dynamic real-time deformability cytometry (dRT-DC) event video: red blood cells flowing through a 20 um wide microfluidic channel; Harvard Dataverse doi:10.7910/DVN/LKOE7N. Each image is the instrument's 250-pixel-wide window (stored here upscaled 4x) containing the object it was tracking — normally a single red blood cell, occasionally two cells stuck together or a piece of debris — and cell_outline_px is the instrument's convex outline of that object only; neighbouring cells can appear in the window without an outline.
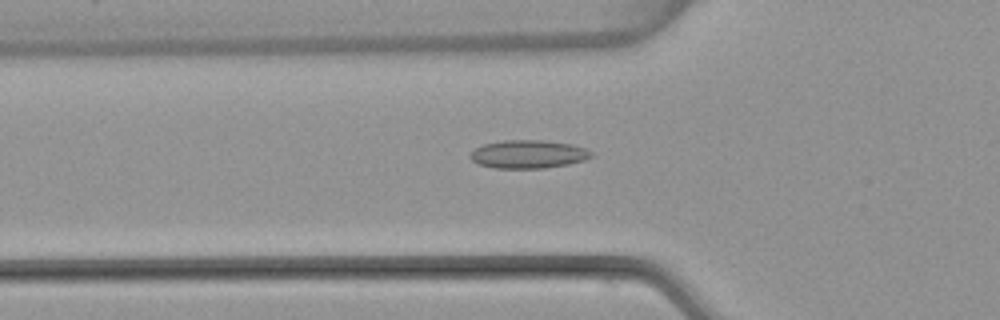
{"species": "common noctule bat (a hibernating species)", "species_latin": "Nyctalus noctula", "temperature_condition": "warm", "stored_images_in_passage": 53, "camera_frame_rate_fps": 3000, "um_per_image_px": 0.085, "animal": {"sex": "female", "body_mass_g": 22.7, "forearm_length_mm": 54.2}, "frame": {"image": 1, "passage_image": 18, "time_ms": 5.667, "image_size_px": [1000, 320], "cell_outline_px": [[592, 156], [584, 160], [568, 164], [544, 168], [496, 168], [476, 164], [468, 156], [476, 148], [484, 144], [504, 140], [540, 140], [572, 144], [584, 148], [592, 152]], "centroid_in_image_um": [44.88, 13.11], "position_along_channel_um": 80.9, "area_um2": 19.83}}
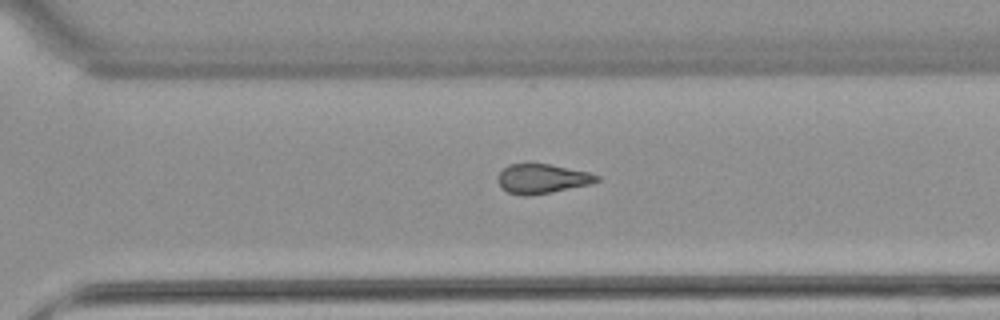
{"frame": {"image": 2, "passage_image": 37, "time_ms": 12.0, "image_size_px": [1000, 320], "cell_outline_px": [[600, 180], [592, 184], [552, 192], [528, 196], [520, 196], [508, 192], [500, 188], [496, 180], [496, 176], [508, 164], [548, 164], [588, 172], [600, 176]], "centroid_in_image_um": [46.05, 15.21], "position_along_channel_um": 324.6, "area_um2": 17.17}}
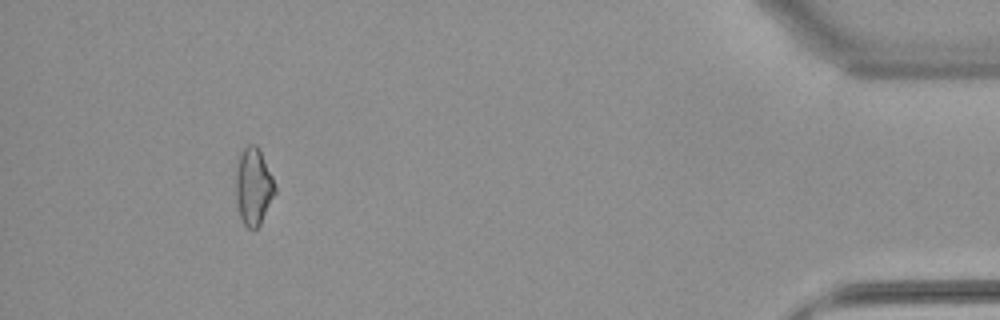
{"frame": {"image": 3, "passage_image": 49, "time_ms": 16.0, "image_size_px": [1000, 320], "cell_outline_px": [[276, 192], [260, 224], [256, 228], [248, 228], [244, 224], [240, 216], [236, 200], [236, 164], [240, 152], [248, 144], [256, 144], [272, 176], [276, 188]], "centroid_in_image_um": [21.53, 15.84], "position_along_channel_um": 413.7, "area_um2": 17.46}, "authors_computed_cell_mechanics": {"area_um2": 17.8024, "velocity_mm_per_s": 3.84, "shape_relaxation_time_tau1_ms": null, "shape_relaxation_time_tau2_ms": 2.5247, "deformation_change_tau1": null, "deformation_change_tau2": 0.102}}